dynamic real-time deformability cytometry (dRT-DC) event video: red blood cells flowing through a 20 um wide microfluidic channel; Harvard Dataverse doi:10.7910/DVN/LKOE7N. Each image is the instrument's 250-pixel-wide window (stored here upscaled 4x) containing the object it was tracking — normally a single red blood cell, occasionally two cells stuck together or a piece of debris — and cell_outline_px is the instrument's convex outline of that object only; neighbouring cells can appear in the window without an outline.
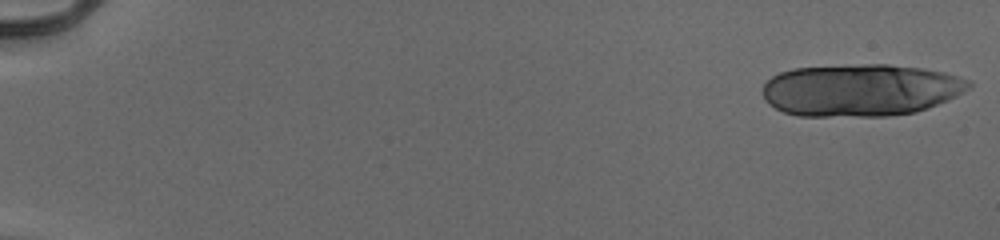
{"species": "human", "species_latin": "Homo sapiens", "temperature_condition": "cold", "stored_images_in_passage": 21, "camera_frame_rate_fps": 3000, "um_per_image_px": 0.085, "donor": {"sex": "male"}, "frame": {"image": 1, "passage_image": 1, "time_ms": 0.0, "image_size_px": [1000, 240], "cell_outline_px": [[972, 84], [964, 92], [948, 100], [928, 108], [916, 112], [888, 116], [796, 116], [784, 112], [768, 104], [764, 100], [760, 92], [760, 88], [772, 76], [780, 72], [792, 68], [864, 64], [888, 64], [924, 68], [944, 72], [972, 80]], "centroid_in_image_um": [73.13, 7.65], "position_along_channel_um": 11.9, "area_um2": 63.46}}